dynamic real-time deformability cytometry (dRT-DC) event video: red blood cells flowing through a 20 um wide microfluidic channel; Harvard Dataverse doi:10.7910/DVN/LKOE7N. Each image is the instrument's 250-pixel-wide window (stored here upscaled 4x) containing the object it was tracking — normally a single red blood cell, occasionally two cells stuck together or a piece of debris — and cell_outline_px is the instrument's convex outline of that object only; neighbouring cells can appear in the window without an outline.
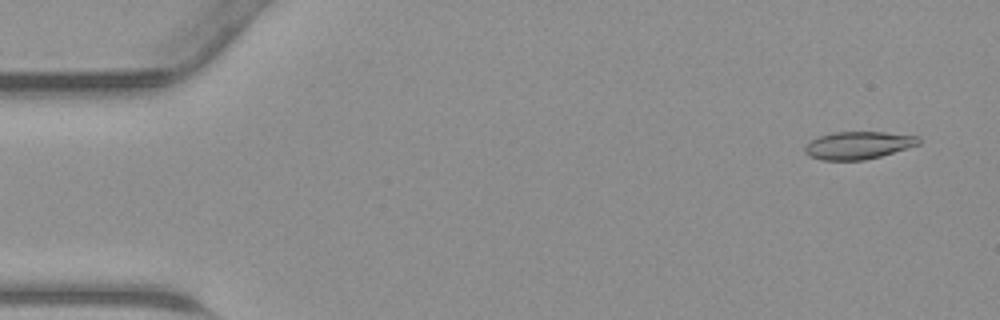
{"species": "common noctule bat (a hibernating species)", "species_latin": "Nyctalus noctula", "temperature_condition": "warm", "stored_images_in_passage": 45, "camera_frame_rate_fps": 3000, "um_per_image_px": 0.085, "animal": {"sex": "male", "body_mass_g": 23.1, "forearm_length_mm": 52.7}, "frame": {"image": 1, "passage_image": 3, "time_ms": 0.667, "image_size_px": [1000, 320], "cell_outline_px": [[920, 144], [880, 156], [864, 160], [820, 160], [808, 156], [804, 152], [804, 148], [812, 140], [820, 136], [832, 132], [884, 132], [920, 136]], "centroid_in_image_um": [72.95, 12.35], "position_along_channel_um": 12.1, "area_um2": 18.26}}
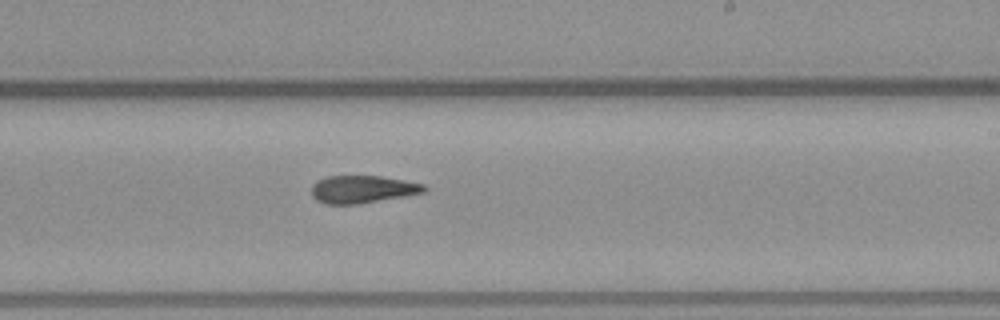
{"frame": {"image": 2, "passage_image": 27, "time_ms": 8.667, "image_size_px": [1000, 320], "cell_outline_px": [[428, 188], [424, 192], [404, 196], [360, 204], [324, 204], [316, 200], [312, 196], [312, 184], [316, 180], [328, 176], [380, 176], [404, 180], [424, 184]], "centroid_in_image_um": [30.79, 16.09], "position_along_channel_um": 258.2, "area_um2": 18.21}}
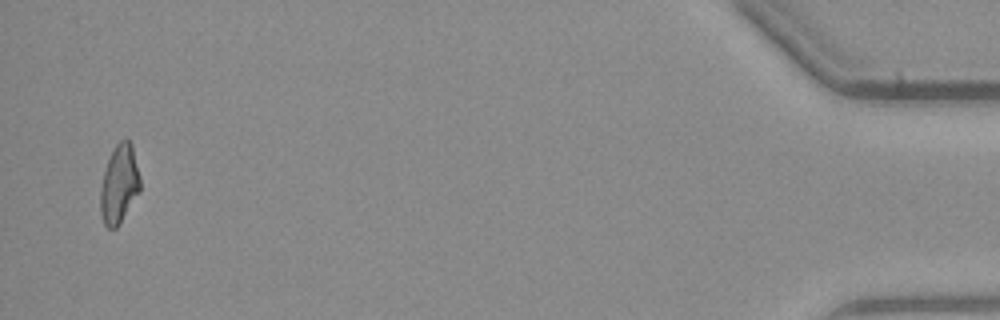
{"frame": {"image": 3, "passage_image": 44, "time_ms": 14.333, "image_size_px": [1000, 320], "cell_outline_px": [[140, 192], [120, 224], [116, 228], [108, 228], [104, 224], [100, 216], [100, 188], [104, 172], [108, 160], [116, 144], [120, 140], [128, 140], [132, 144], [140, 176]], "centroid_in_image_um": [10.14, 15.7], "position_along_channel_um": 425.1, "area_um2": 18.32}}